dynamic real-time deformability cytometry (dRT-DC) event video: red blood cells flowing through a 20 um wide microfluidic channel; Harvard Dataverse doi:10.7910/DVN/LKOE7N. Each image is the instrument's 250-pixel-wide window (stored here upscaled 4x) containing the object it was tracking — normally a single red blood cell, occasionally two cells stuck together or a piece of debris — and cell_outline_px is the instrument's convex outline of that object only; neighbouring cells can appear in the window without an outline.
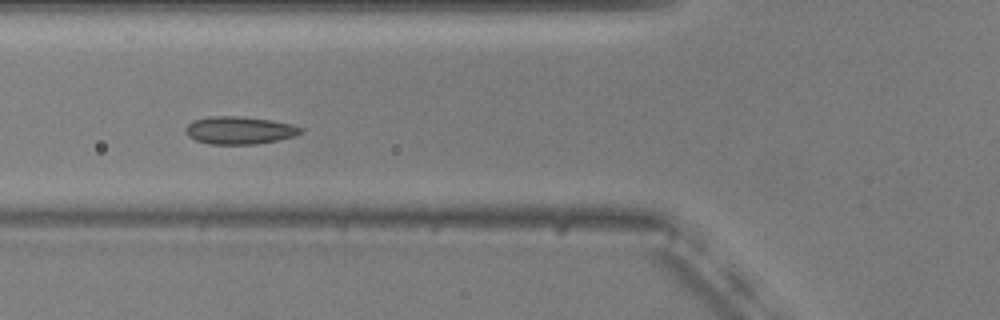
{"species": "common noctule bat (a hibernating species)", "species_latin": "Nyctalus noctula", "temperature_condition": "warm", "stored_images_in_passage": 40, "camera_frame_rate_fps": 3000, "um_per_image_px": 0.085, "animal": {"sex": "male", "body_mass_g": 20.5, "forearm_length_mm": 52.5}, "frame": {"image": 1, "passage_image": 6, "time_ms": 1.667, "image_size_px": [1000, 320], "cell_outline_px": [[304, 132], [296, 136], [256, 144], [208, 144], [196, 140], [188, 136], [184, 132], [184, 128], [192, 120], [208, 116], [240, 116], [272, 120], [292, 124], [304, 128]], "centroid_in_image_um": [20.35, 11.07], "position_along_channel_um": 105.5, "area_um2": 18.84}}
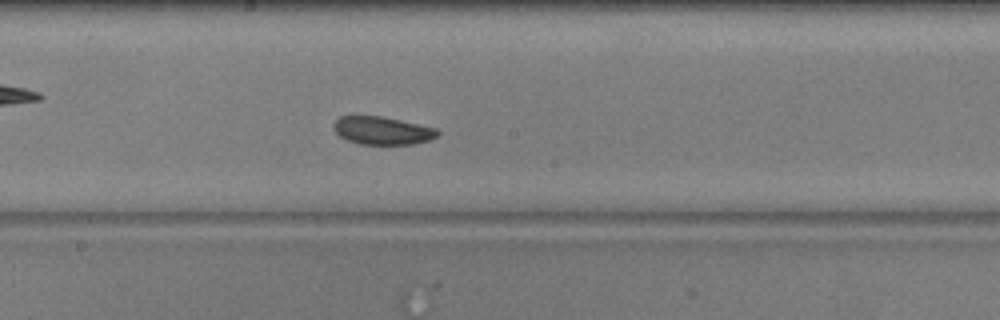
{"frame": {"image": 2, "passage_image": 15, "time_ms": 4.667, "image_size_px": [1000, 320], "cell_outline_px": [[440, 132], [436, 136], [428, 140], [412, 144], [360, 144], [348, 140], [340, 136], [336, 132], [332, 124], [340, 116], [384, 116], [436, 128]], "centroid_in_image_um": [32.49, 11.09], "position_along_channel_um": 215.7, "area_um2": 16.82}}
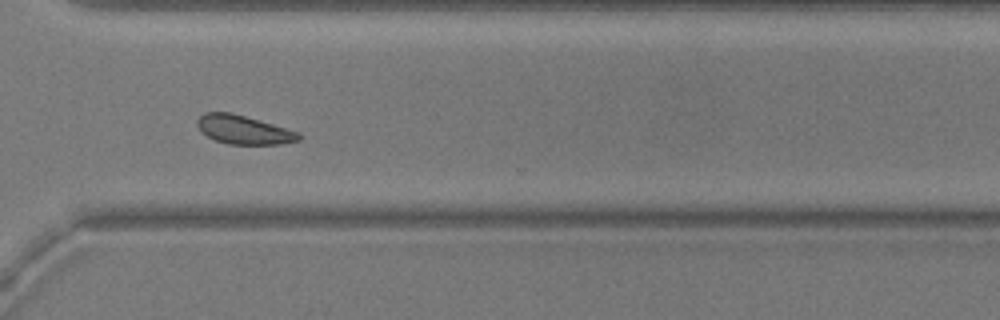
{"frame": {"image": 3, "passage_image": 26, "time_ms": 8.333, "image_size_px": [1000, 320], "cell_outline_px": [[304, 136], [300, 140], [280, 144], [228, 144], [216, 140], [200, 132], [196, 124], [196, 120], [204, 112], [232, 112], [300, 132]], "centroid_in_image_um": [20.72, 11.02], "position_along_channel_um": 349.9, "area_um2": 17.17}, "authors_computed_cell_mechanics": {"area_um2": 17.6001, "velocity_mm_per_s": 3.6681, "shape_relaxation_time_tau1_ms": 4.8005, "shape_relaxation_time_tau2_ms": null, "deformation_change_tau1": 0.0596, "deformation_change_tau2": null}}